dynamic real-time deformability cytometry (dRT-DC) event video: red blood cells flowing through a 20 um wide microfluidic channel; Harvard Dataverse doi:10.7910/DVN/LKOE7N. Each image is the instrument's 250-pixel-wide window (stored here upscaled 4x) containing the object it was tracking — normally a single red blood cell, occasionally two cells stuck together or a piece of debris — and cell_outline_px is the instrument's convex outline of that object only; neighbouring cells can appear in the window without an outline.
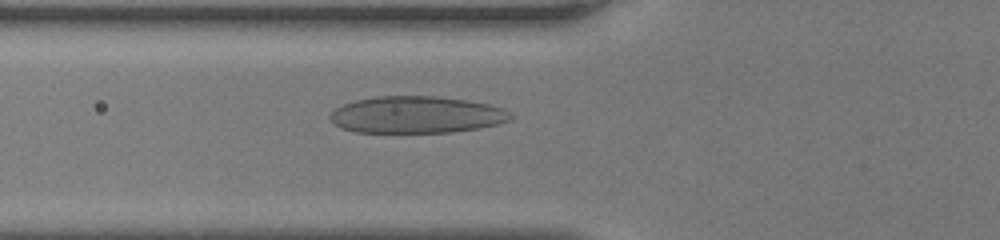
{"species": "human", "species_latin": "Homo sapiens", "temperature_condition": "room temperature", "stored_images_in_passage": 46, "camera_frame_rate_fps": 3000, "um_per_image_px": 0.085, "donor": {"sex": "female"}, "frame": {"image": 1, "passage_image": 17, "time_ms": 5.333, "image_size_px": [1000, 240], "cell_outline_px": [[516, 116], [508, 120], [496, 124], [480, 128], [452, 132], [356, 132], [340, 128], [328, 116], [336, 108], [344, 104], [356, 100], [376, 96], [436, 96], [468, 100], [488, 104], [504, 108], [512, 112]], "centroid_in_image_um": [35.44, 9.75], "position_along_channel_um": 90.4, "area_um2": 38.9}}
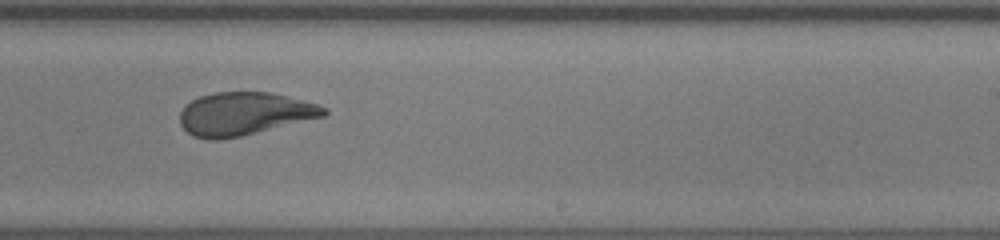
{"frame": {"image": 2, "passage_image": 29, "time_ms": 9.333, "image_size_px": [1000, 240], "cell_outline_px": [[328, 112], [324, 116], [240, 136], [216, 140], [208, 140], [192, 136], [180, 124], [180, 112], [192, 100], [200, 96], [216, 92], [272, 92], [320, 104], [328, 108]], "centroid_in_image_um": [20.78, 9.66], "position_along_channel_um": 268.2, "area_um2": 35.95}}
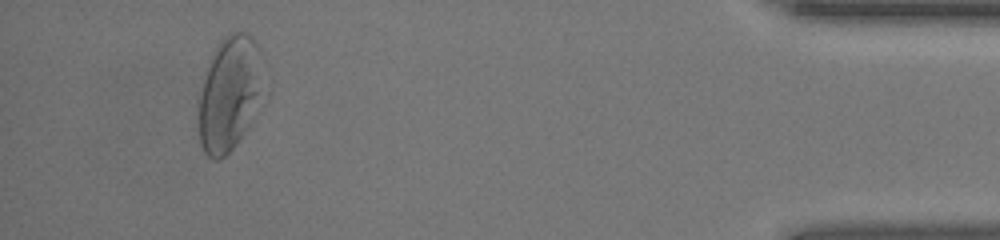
{"frame": {"image": 3, "passage_image": 43, "time_ms": 14.0, "image_size_px": [1000, 240], "cell_outline_px": [[260, 52], [256, 92], [252, 120], [248, 128], [236, 144], [220, 160], [212, 160], [204, 152], [200, 144], [196, 100], [208, 60], [216, 44], [228, 32], [244, 32], [252, 36], [256, 40], [260, 48]], "centroid_in_image_um": [19.36, 7.95], "position_along_channel_um": 415.8, "area_um2": 42.89}}